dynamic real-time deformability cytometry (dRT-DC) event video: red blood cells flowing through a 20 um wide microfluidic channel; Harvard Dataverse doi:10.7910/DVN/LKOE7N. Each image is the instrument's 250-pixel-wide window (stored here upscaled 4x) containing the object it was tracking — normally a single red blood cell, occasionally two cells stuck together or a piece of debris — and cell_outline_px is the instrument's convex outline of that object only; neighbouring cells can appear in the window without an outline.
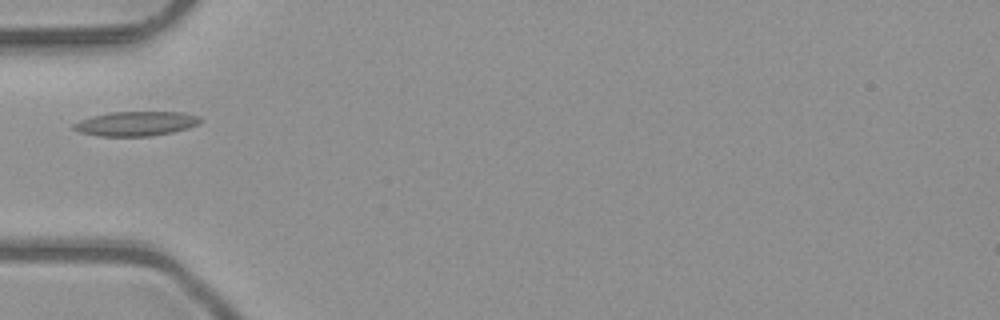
{"species": "common noctule bat (a hibernating species)", "species_latin": "Nyctalus noctula", "temperature_condition": "room temperature", "stored_images_in_passage": 4, "camera_frame_rate_fps": 3000, "um_per_image_px": 0.085, "animal": {"sex": "male", "body_mass_g": 23.1, "forearm_length_mm": 52.7}, "frame": {"image": 1, "passage_image": 3, "time_ms": 0.667, "image_size_px": [1000, 320], "cell_outline_px": [[200, 120], [196, 124], [188, 128], [172, 132], [148, 136], [100, 136], [80, 132], [72, 128], [72, 124], [80, 120], [92, 116], [108, 112], [184, 112], [200, 116]], "centroid_in_image_um": [11.53, 10.5], "position_along_channel_um": 73.5, "area_um2": 17.98}}
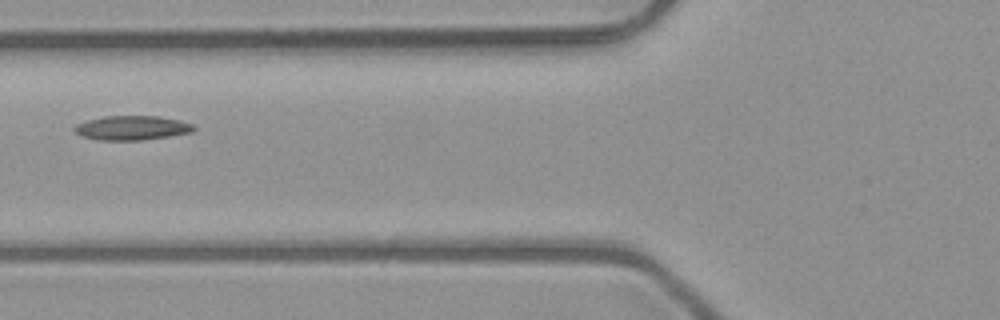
{"frame": {"image": 2, "passage_image": 4, "time_ms": 1.0, "image_size_px": [1000, 320], "cell_outline_px": [[196, 128], [192, 132], [168, 136], [140, 140], [100, 140], [84, 136], [76, 132], [72, 128], [76, 124], [88, 120], [104, 116], [160, 116], [180, 120], [192, 124]], "centroid_in_image_um": [11.23, 10.86], "position_along_channel_um": 114.6, "area_um2": 16.76}}